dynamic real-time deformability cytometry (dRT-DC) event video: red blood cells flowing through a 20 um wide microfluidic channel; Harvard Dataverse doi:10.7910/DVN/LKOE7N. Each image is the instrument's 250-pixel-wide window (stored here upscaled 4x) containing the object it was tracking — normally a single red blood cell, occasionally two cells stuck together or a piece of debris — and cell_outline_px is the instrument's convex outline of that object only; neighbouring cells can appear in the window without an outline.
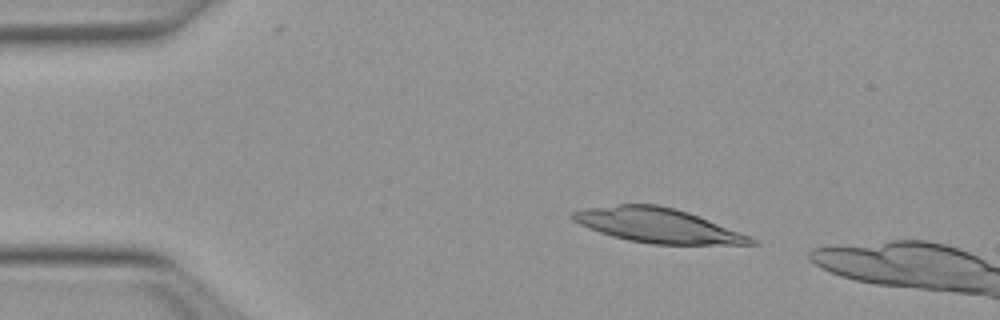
{"species": "Egyptian fruit bat (a non-hibernating species)", "species_latin": "Rousettus aegyptiacus", "temperature_condition": "warm", "stored_images_in_passage": 10, "camera_frame_rate_fps": 3000, "um_per_image_px": 0.085, "animal": {"sex": "female"}, "frame": {"image": 1, "passage_image": 4, "time_ms": 1.0, "image_size_px": [1000, 320], "cell_outline_px": [[760, 244], [652, 244], [628, 240], [612, 236], [588, 228], [572, 220], [572, 212], [580, 208], [620, 204], [656, 204], [676, 208], [688, 212], [752, 236]], "centroid_in_image_um": [55.9, 19.15], "position_along_channel_um": 29.1, "area_um2": 35.84}}